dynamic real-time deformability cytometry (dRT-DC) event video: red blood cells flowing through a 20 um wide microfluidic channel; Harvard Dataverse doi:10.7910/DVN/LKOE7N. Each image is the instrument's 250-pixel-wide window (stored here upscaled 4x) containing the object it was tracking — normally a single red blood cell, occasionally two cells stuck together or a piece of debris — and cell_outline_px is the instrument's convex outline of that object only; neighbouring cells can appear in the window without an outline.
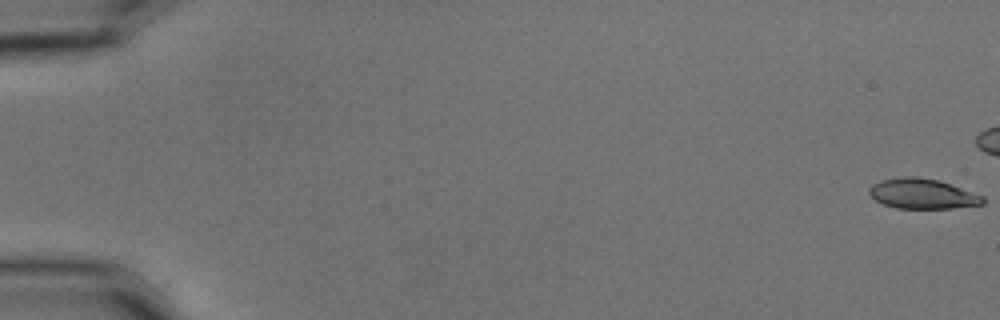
{"species": "common noctule bat (a hibernating species)", "species_latin": "Nyctalus noctula", "temperature_condition": "cold", "stored_images_in_passage": 10, "camera_frame_rate_fps": 3000, "um_per_image_px": 0.085, "animal": {"sex": "male", "body_mass_g": 15.6}, "frame": {"image": 1, "passage_image": 1, "time_ms": 0.0, "image_size_px": [1000, 320], "cell_outline_px": [[984, 204], [952, 208], [896, 208], [884, 204], [876, 200], [868, 192], [868, 188], [872, 184], [880, 180], [904, 176], [916, 176], [940, 180], [984, 196]], "centroid_in_image_um": [78.4, 16.46], "position_along_channel_um": 6.6, "area_um2": 20.0}}